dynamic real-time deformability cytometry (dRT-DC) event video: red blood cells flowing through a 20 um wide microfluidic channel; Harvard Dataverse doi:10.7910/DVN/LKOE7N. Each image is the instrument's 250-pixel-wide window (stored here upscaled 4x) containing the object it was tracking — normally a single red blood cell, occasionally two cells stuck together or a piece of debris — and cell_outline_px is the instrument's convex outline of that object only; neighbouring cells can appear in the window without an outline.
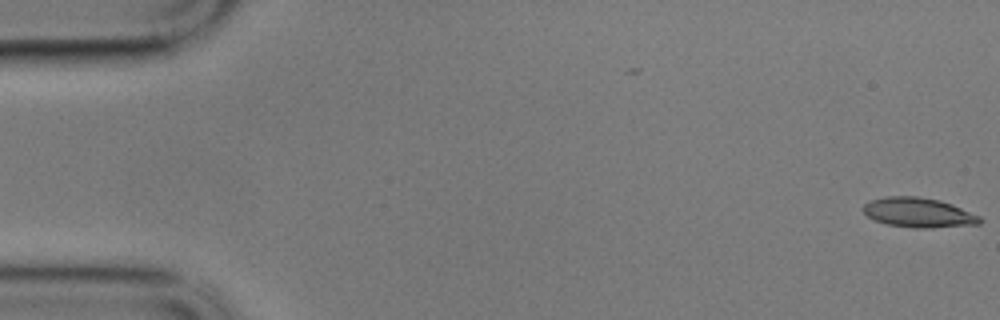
{"species": "common noctule bat (a hibernating species)", "species_latin": "Nyctalus noctula", "temperature_condition": "cold", "stored_images_in_passage": 22, "camera_frame_rate_fps": 3000, "um_per_image_px": 0.085, "animal": {"sex": "male", "body_mass_g": 17.9}, "frame": {"image": 1, "passage_image": 1, "time_ms": 0.0, "image_size_px": [1000, 320], "cell_outline_px": [[984, 220], [980, 224], [932, 228], [912, 228], [888, 224], [876, 220], [868, 216], [860, 208], [864, 204], [872, 200], [884, 196], [916, 196], [940, 200], [952, 204], [980, 216]], "centroid_in_image_um": [78.09, 18.07], "position_along_channel_um": 6.9, "area_um2": 20.29}}
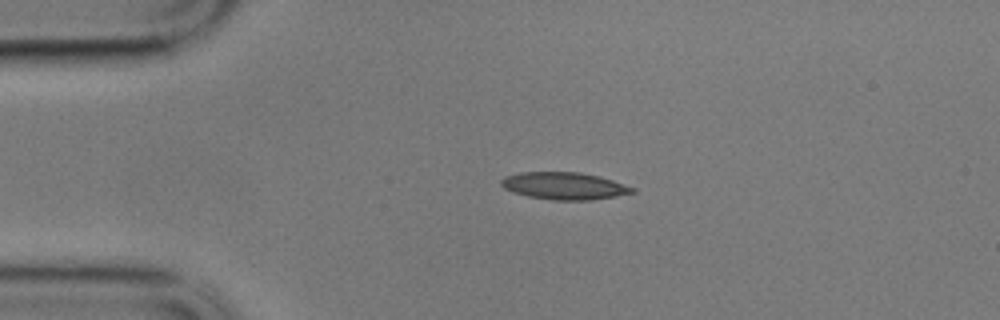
{"frame": {"image": 2, "passage_image": 13, "time_ms": 4.0, "image_size_px": [1000, 320], "cell_outline_px": [[636, 192], [616, 196], [588, 200], [552, 200], [528, 196], [512, 192], [504, 188], [500, 184], [500, 180], [504, 176], [520, 172], [580, 172], [600, 176], [636, 188]], "centroid_in_image_um": [47.95, 15.79], "position_along_channel_um": 37.1, "area_um2": 20.92}}